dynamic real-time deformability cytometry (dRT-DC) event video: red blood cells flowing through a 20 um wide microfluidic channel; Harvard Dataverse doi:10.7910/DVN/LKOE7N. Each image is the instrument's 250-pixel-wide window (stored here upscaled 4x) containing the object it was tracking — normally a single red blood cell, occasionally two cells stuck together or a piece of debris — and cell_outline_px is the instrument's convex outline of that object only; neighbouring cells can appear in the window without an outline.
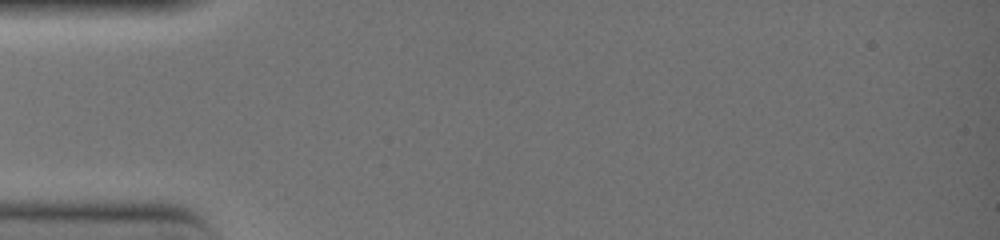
{"species": "common noctule bat (a hibernating species)", "species_latin": "Nyctalus noctula", "temperature_condition": "warm", "stored_images_in_passage": 1, "camera_frame_rate_fps": 3000, "um_per_image_px": 0.085, "animal": {"sex": "female", "body_mass_g": 19.0, "forearm_length_mm": 51.5}, "frame": {"image": 1, "passage_image": 1, "time_ms": 0.0, "image_size_px": [1000, 240], "cell_outline_px": [[148, 160], [136, 168], [40, 168], [12, 164], [12, 160], [40, 156], [124, 156]], "centroid_in_image_um": [6.84, 13.77], "position_along_channel_um": 78.2, "area_um2": 10.29}}